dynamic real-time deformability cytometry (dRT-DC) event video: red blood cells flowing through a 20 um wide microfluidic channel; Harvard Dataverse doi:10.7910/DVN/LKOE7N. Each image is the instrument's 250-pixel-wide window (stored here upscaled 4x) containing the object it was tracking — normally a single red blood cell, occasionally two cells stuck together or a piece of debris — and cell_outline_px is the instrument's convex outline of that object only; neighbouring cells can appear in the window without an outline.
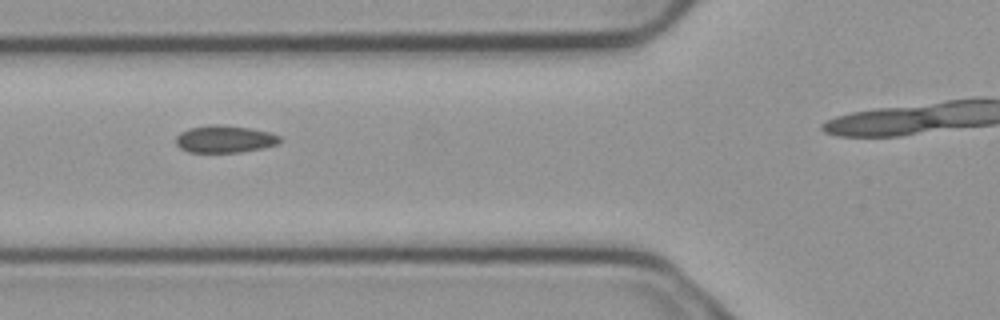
{"species": "common noctule bat (a hibernating species)", "species_latin": "Nyctalus noctula", "temperature_condition": "cold", "stored_images_in_passage": 5, "camera_frame_rate_fps": 3000, "um_per_image_px": 0.085, "animal": {"sex": "male", "body_mass_g": 23.1, "forearm_length_mm": 52.7}, "frame": {"image": 1, "passage_image": 4, "time_ms": 1.0, "image_size_px": [1000, 320], "cell_outline_px": [[284, 140], [280, 144], [240, 152], [188, 152], [180, 148], [176, 144], [176, 136], [180, 132], [188, 128], [208, 124], [220, 124], [248, 128], [268, 132], [280, 136]], "centroid_in_image_um": [19.09, 11.81], "position_along_channel_um": 106.7, "area_um2": 16.65}}